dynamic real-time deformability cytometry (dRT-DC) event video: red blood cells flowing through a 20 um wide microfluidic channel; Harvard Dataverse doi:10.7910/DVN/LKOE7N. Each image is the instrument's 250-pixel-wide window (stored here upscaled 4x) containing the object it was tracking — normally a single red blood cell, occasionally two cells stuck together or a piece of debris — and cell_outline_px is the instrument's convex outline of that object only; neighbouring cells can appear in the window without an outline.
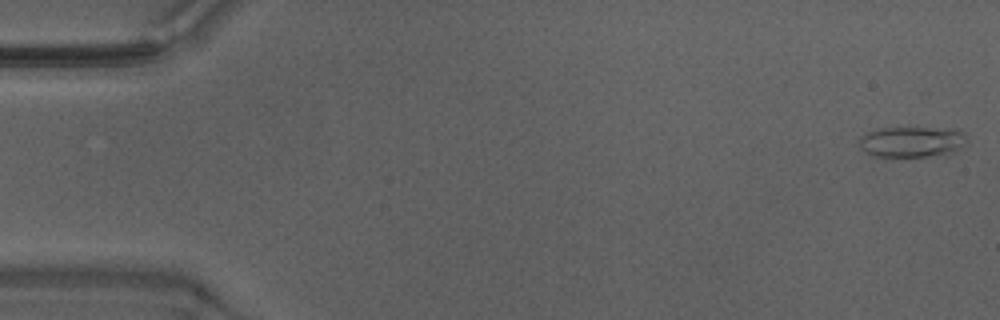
{"species": "Egyptian fruit bat (a non-hibernating species)", "species_latin": "Rousettus aegyptiacus", "temperature_condition": "warm", "stored_images_in_passage": 42, "camera_frame_rate_fps": 3000, "um_per_image_px": 0.085, "animal": {"sex": "male"}, "frame": {"image": 1, "passage_image": 1, "time_ms": 0.0, "image_size_px": [1000, 320], "cell_outline_px": [[968, 136], [964, 144], [960, 148], [952, 152], [928, 156], [884, 160], [860, 148], [860, 136], [868, 132], [880, 128], [928, 128], [964, 132]], "centroid_in_image_um": [77.44, 12.1], "position_along_channel_um": 7.6, "area_um2": 19.48}, "authors_computed_cell_mechanics": {"area_um2": 16.5597, "velocity_mm_per_s": 4.2268, "shape_relaxation_time_tau1_ms": null, "shape_relaxation_time_tau2_ms": 3.9024, "deformation_change_tau1": null, "deformation_change_tau2": 0.1109}}